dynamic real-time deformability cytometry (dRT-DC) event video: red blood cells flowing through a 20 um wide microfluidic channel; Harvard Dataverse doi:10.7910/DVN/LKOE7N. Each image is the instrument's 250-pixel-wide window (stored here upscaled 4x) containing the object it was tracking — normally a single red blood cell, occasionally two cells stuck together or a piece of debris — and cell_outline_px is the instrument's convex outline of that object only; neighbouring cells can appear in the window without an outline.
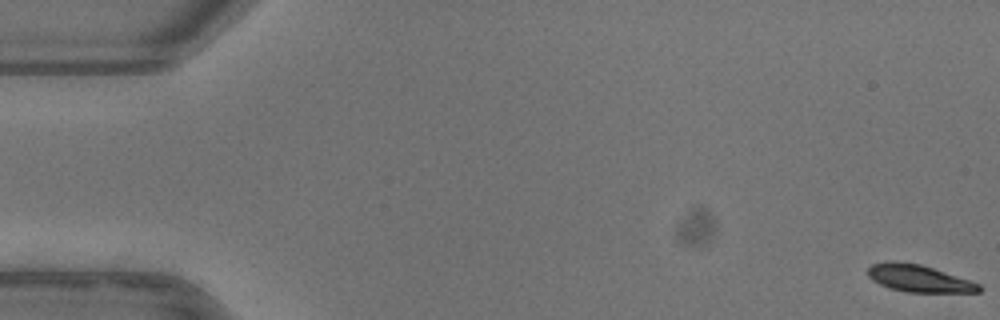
{"species": "common noctule bat (a hibernating species)", "species_latin": "Nyctalus noctula", "temperature_condition": "warm", "stored_images_in_passage": 53, "camera_frame_rate_fps": 3000, "um_per_image_px": 0.085, "animal": {"sex": "female"}, "frame": {"image": 1, "passage_image": 1, "time_ms": 0.0, "image_size_px": [1000, 320], "cell_outline_px": [[980, 292], [908, 292], [888, 288], [872, 280], [868, 276], [868, 268], [872, 264], [888, 260], [896, 260], [920, 264], [980, 284]], "centroid_in_image_um": [78.03, 23.65], "position_along_channel_um": 7.0, "area_um2": 17.46}}
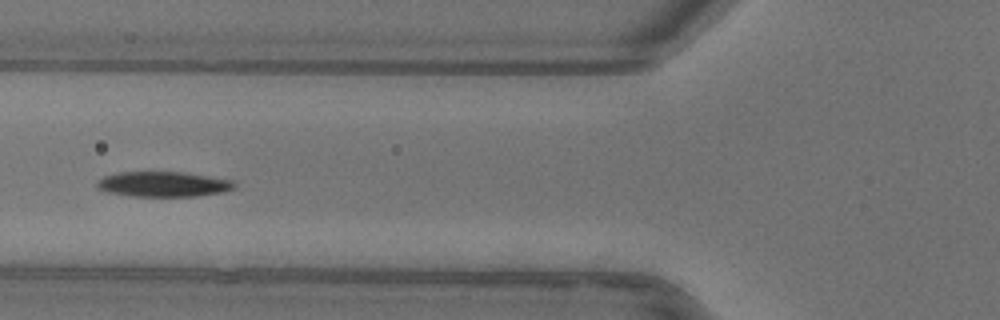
{"frame": {"image": 2, "passage_image": 21, "time_ms": 6.667, "image_size_px": [1000, 320], "cell_outline_px": [[236, 188], [224, 192], [196, 196], [132, 196], [108, 192], [96, 188], [96, 180], [104, 176], [116, 172], [184, 172], [232, 180], [236, 184]], "centroid_in_image_um": [13.87, 15.65], "position_along_channel_um": 111.9, "area_um2": 20.29}}
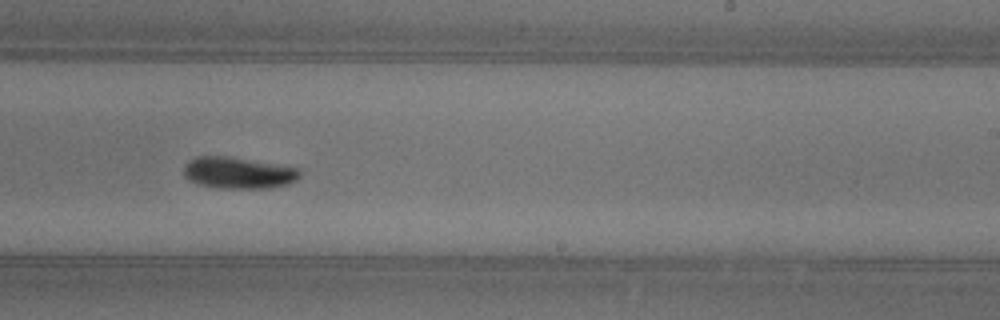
{"frame": {"image": 3, "passage_image": 33, "time_ms": 10.667, "image_size_px": [1000, 320], "cell_outline_px": [[304, 172], [296, 180], [288, 184], [264, 188], [220, 188], [200, 184], [184, 176], [184, 164], [196, 156], [228, 156], [300, 168]], "centroid_in_image_um": [20.29, 14.68], "position_along_channel_um": 268.7, "area_um2": 21.27}, "authors_computed_cell_mechanics": {"area_um2": 19.9988, "velocity_mm_per_s": 3.9279, "shape_relaxation_time_tau1_ms": 3.0899, "shape_relaxation_time_tau2_ms": null, "deformation_change_tau1": 0.1397, "deformation_change_tau2": null}}